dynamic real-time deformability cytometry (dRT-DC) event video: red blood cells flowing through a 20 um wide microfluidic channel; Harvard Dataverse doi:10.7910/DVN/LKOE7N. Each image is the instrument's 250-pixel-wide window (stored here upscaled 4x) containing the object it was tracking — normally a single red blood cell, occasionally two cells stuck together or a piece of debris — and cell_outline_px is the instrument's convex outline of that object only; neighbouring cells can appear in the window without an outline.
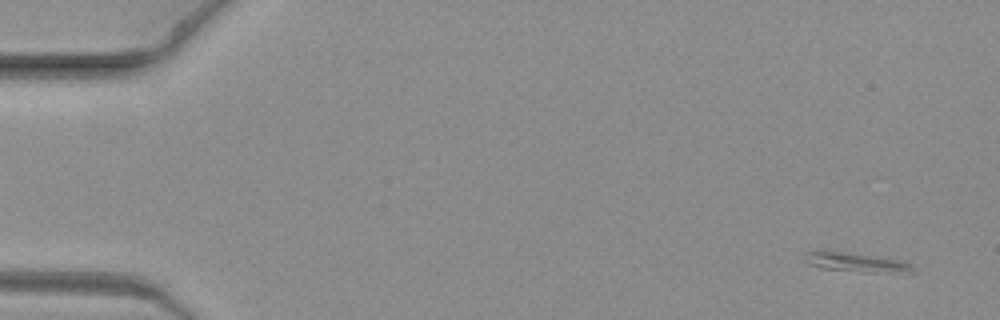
{"species": "common noctule bat (a hibernating species)", "species_latin": "Nyctalus noctula", "temperature_condition": "warm", "stored_images_in_passage": 6, "camera_frame_rate_fps": 3000, "um_per_image_px": 0.085, "animal": {"sex": "female", "body_mass_g": 19.3, "forearm_length_mm": 54.1}, "frame": {"image": 1, "passage_image": 1, "time_ms": 0.0, "image_size_px": [1000, 320], "cell_outline_px": [[912, 272], [872, 272], [820, 268], [808, 264], [804, 260], [804, 252], [844, 252], [900, 260], [912, 264]], "centroid_in_image_um": [72.74, 22.3], "position_along_channel_um": 12.3, "area_um2": 11.56}}